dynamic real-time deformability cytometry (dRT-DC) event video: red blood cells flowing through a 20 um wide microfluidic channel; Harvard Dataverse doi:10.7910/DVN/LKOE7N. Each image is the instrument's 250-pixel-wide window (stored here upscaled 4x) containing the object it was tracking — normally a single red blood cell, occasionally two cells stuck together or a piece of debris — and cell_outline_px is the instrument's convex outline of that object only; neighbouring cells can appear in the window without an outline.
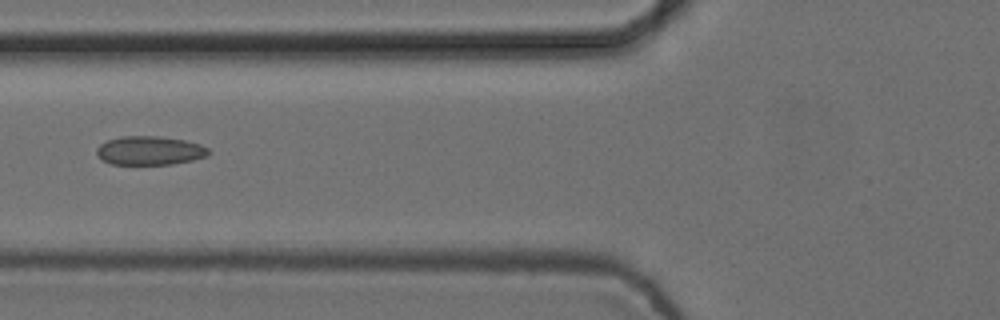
{"species": "common noctule bat (a hibernating species)", "species_latin": "Nyctalus noctula", "temperature_condition": "cold", "stored_images_in_passage": 3, "camera_frame_rate_fps": 3000, "um_per_image_px": 0.085, "animal": {"sex": "female", "body_mass_g": 24.6, "forearm_length_mm": 56.2}, "frame": {"image": 1, "passage_image": 3, "time_ms": 0.667, "image_size_px": [1000, 320], "cell_outline_px": [[212, 152], [208, 156], [192, 160], [172, 164], [112, 164], [104, 160], [96, 152], [96, 148], [100, 144], [108, 140], [120, 136], [156, 136], [184, 140], [200, 144], [208, 148]], "centroid_in_image_um": [12.76, 12.79], "position_along_channel_um": 113.0, "area_um2": 18.73}}